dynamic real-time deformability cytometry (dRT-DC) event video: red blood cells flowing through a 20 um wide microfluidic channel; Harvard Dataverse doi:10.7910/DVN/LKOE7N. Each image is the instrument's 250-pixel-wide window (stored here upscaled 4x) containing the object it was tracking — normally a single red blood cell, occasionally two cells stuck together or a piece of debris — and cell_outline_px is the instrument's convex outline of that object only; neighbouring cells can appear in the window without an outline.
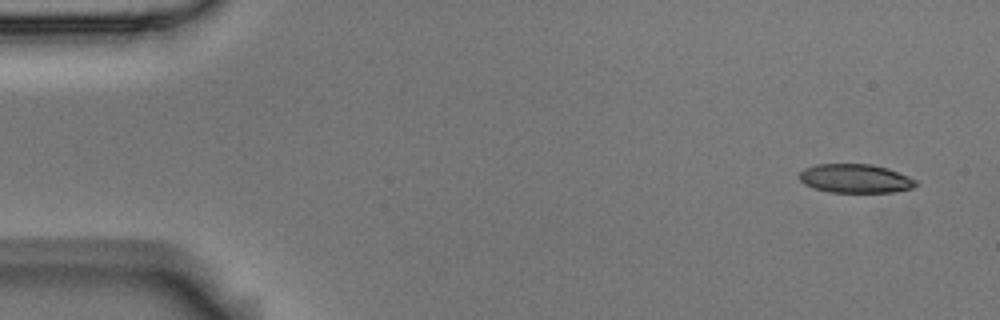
{"species": "Egyptian fruit bat (a non-hibernating species)", "species_latin": "Rousettus aegyptiacus", "temperature_condition": "room temperature", "stored_images_in_passage": 4, "camera_frame_rate_fps": 3000, "um_per_image_px": 0.085, "animal": {"sex": "male"}, "frame": {"image": 1, "passage_image": 1, "time_ms": 0.0, "image_size_px": [1000, 320], "cell_outline_px": [[916, 184], [912, 188], [892, 192], [828, 192], [804, 184], [800, 180], [800, 172], [804, 168], [816, 164], [872, 164], [888, 168], [908, 176], [916, 180]], "centroid_in_image_um": [72.69, 15.16], "position_along_channel_um": 12.3, "area_um2": 19.48}}
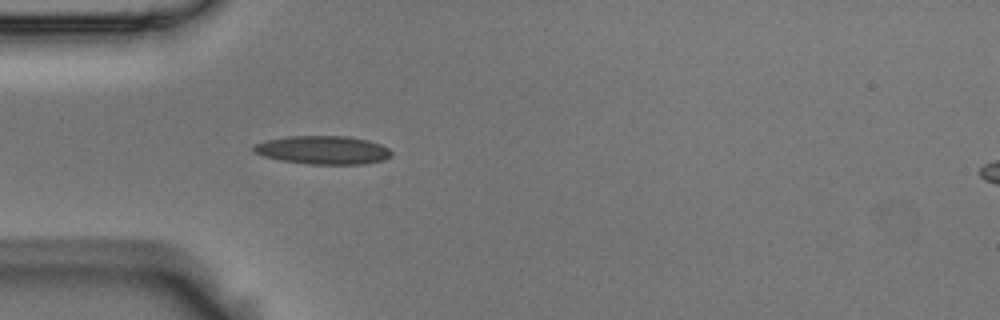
{"frame": {"image": 2, "passage_image": 4, "time_ms": 1.0, "image_size_px": [1000, 320], "cell_outline_px": [[392, 156], [384, 160], [364, 164], [308, 164], [280, 160], [264, 156], [256, 152], [252, 148], [252, 144], [268, 140], [288, 136], [348, 136], [368, 140], [380, 144], [388, 148], [392, 152]], "centroid_in_image_um": [27.47, 12.75], "position_along_channel_um": 57.5, "area_um2": 22.83}}